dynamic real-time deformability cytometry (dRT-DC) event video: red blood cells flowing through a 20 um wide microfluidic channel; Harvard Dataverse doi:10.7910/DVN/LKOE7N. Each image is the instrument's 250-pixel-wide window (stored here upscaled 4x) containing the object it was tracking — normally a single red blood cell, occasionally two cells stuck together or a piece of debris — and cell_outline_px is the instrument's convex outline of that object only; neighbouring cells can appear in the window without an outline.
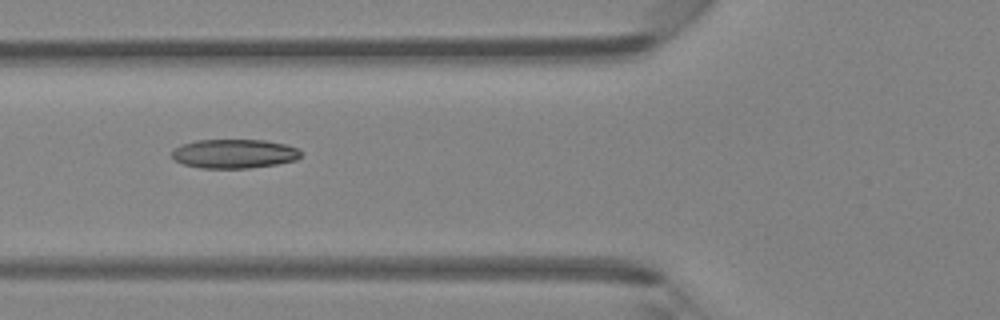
{"species": "Egyptian fruit bat (a non-hibernating species)", "species_latin": "Rousettus aegyptiacus", "temperature_condition": "room temperature", "stored_images_in_passage": 4, "camera_frame_rate_fps": 3000, "um_per_image_px": 0.085, "animal": {"sex": "female"}, "frame": {"image": 1, "passage_image": 4, "time_ms": 3.333, "image_size_px": [1000, 320], "cell_outline_px": [[300, 156], [296, 160], [276, 164], [248, 168], [200, 168], [184, 164], [176, 160], [172, 156], [172, 152], [176, 148], [184, 144], [196, 140], [264, 140], [284, 144], [296, 148], [300, 152]], "centroid_in_image_um": [19.91, 13.07], "position_along_channel_um": 105.9, "area_um2": 21.56}}